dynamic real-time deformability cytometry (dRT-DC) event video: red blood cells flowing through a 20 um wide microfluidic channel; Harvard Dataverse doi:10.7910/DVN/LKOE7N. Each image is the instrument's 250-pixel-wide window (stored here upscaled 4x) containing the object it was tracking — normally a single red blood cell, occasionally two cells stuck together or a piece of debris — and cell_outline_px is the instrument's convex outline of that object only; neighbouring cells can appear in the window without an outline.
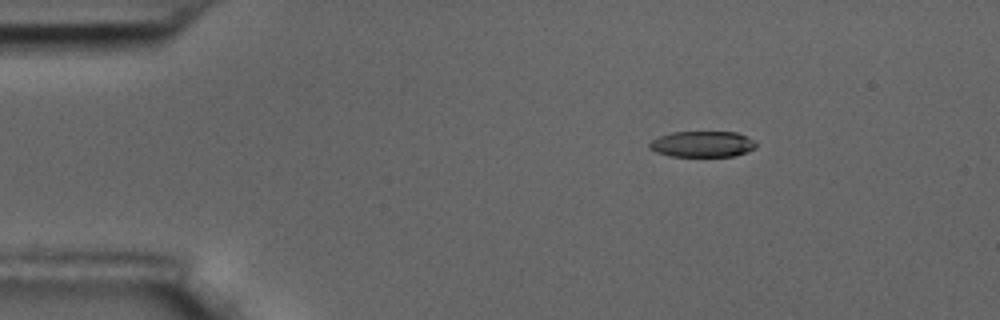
{"species": "common noctule bat (a hibernating species)", "species_latin": "Nyctalus noctula", "temperature_condition": "room temperature", "stored_images_in_passage": 4, "camera_frame_rate_fps": 3000, "um_per_image_px": 0.085, "animal": {"sex": "male", "body_mass_g": 17.5, "forearm_length_mm": 52.3}, "frame": {"image": 1, "passage_image": 2, "time_ms": 0.333, "image_size_px": [1000, 320], "cell_outline_px": [[756, 148], [748, 152], [736, 156], [668, 156], [656, 152], [648, 148], [648, 144], [652, 140], [660, 136], [672, 132], [736, 132], [748, 136], [756, 144]], "centroid_in_image_um": [59.71, 12.25], "position_along_channel_um": 25.3, "area_um2": 16.24}}